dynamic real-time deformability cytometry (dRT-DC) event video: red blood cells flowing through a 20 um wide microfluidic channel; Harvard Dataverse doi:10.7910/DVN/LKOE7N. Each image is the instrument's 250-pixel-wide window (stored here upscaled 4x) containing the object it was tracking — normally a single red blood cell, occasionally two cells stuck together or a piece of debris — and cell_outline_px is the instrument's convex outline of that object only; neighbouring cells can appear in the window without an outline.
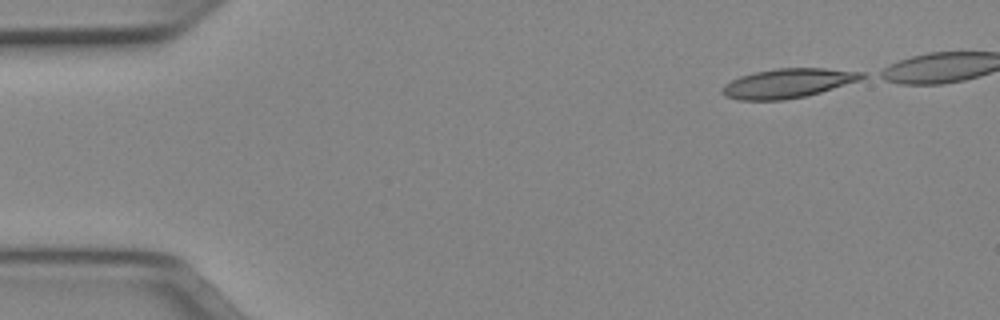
{"species": "Egyptian fruit bat (a non-hibernating species)", "species_latin": "Rousettus aegyptiacus", "temperature_condition": "cold", "stored_images_in_passage": 40, "camera_frame_rate_fps": 3000, "um_per_image_px": 0.085, "animal": {"sex": "female"}, "frame": {"image": 1, "passage_image": 1, "time_ms": 0.0, "image_size_px": [1000, 320], "cell_outline_px": [[868, 76], [860, 80], [820, 92], [804, 96], [784, 100], [736, 100], [724, 96], [720, 92], [720, 88], [724, 84], [740, 76], [756, 72], [776, 68], [824, 68], [868, 72]], "centroid_in_image_um": [66.97, 7.07], "position_along_channel_um": 18.0, "area_um2": 24.04}}
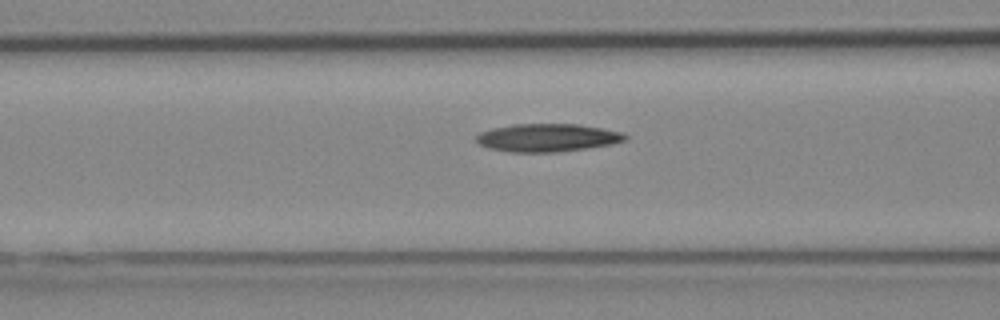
{"frame": {"image": 2, "passage_image": 16, "time_ms": 5.0, "image_size_px": [1000, 320], "cell_outline_px": [[628, 140], [612, 144], [588, 148], [560, 152], [512, 152], [488, 148], [480, 144], [476, 140], [476, 136], [480, 132], [492, 128], [512, 124], [580, 124], [620, 132], [628, 136]], "centroid_in_image_um": [46.54, 11.7], "position_along_channel_um": 120.1, "area_um2": 24.33}}
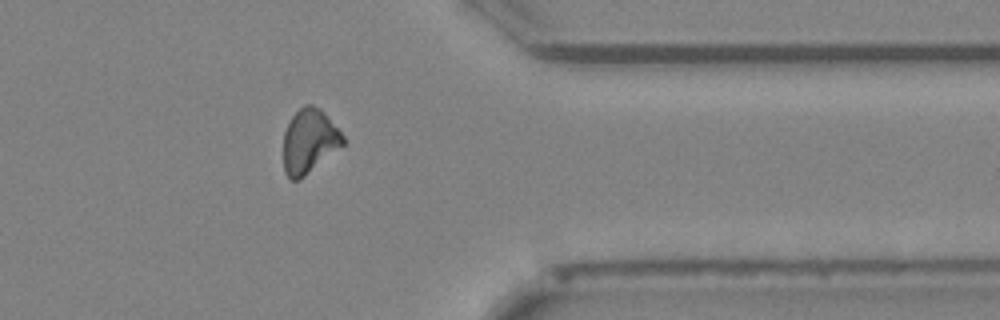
{"frame": {"image": 3, "passage_image": 37, "time_ms": 12.0, "image_size_px": [1000, 320], "cell_outline_px": [[344, 144], [300, 180], [292, 180], [284, 172], [284, 132], [288, 120], [304, 104], [312, 104], [320, 108], [324, 112], [344, 136]], "centroid_in_image_um": [26.27, 11.99], "position_along_channel_um": 385.1, "area_um2": 22.25}}